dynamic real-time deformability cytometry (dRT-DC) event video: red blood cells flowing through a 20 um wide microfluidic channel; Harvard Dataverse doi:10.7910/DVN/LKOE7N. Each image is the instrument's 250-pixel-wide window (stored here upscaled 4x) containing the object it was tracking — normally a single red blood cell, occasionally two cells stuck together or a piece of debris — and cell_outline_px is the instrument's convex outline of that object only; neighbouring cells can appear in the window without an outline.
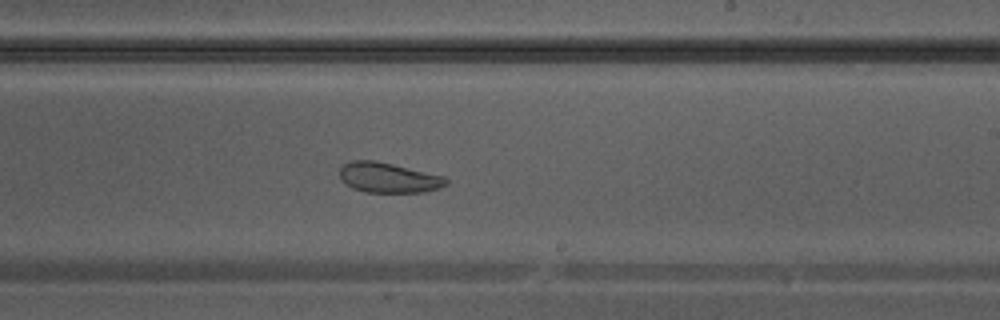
{"species": "Egyptian fruit bat (a non-hibernating species)", "species_latin": "Rousettus aegyptiacus", "temperature_condition": "warm", "stored_images_in_passage": 38, "camera_frame_rate_fps": 3000, "um_per_image_px": 0.085, "animal": {"sex": "male"}, "frame": {"image": 1, "passage_image": 22, "time_ms": 7.0, "image_size_px": [1000, 320], "cell_outline_px": [[448, 184], [424, 192], [364, 192], [352, 188], [344, 184], [340, 180], [340, 168], [344, 164], [352, 160], [376, 160], [444, 176], [448, 180]], "centroid_in_image_um": [32.97, 15.1], "position_along_channel_um": 256.0, "area_um2": 18.73}}